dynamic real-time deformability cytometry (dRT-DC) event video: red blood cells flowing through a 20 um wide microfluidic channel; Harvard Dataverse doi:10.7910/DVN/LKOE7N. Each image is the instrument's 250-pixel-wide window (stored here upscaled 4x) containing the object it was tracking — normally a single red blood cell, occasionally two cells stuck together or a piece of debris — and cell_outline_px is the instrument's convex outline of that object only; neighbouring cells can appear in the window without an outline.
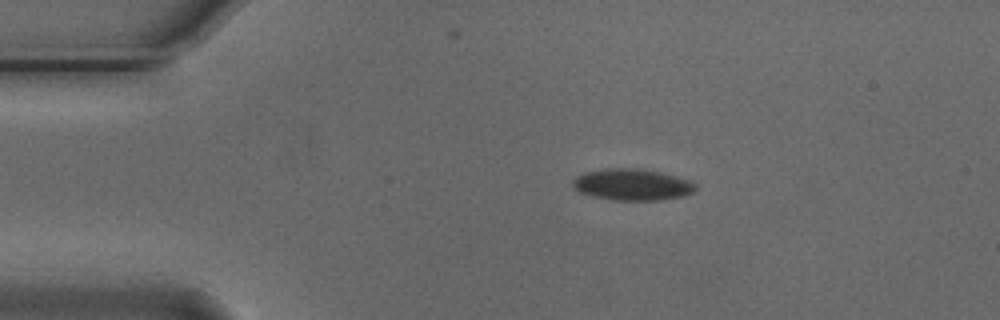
{"species": "Egyptian fruit bat (a non-hibernating species)", "species_latin": "Rousettus aegyptiacus", "temperature_condition": "cold", "stored_images_in_passage": 3, "camera_frame_rate_fps": 3000, "um_per_image_px": 0.085, "animal": {"sex": "male"}, "frame": {"image": 1, "passage_image": 1, "time_ms": 0.0, "image_size_px": [1000, 320], "cell_outline_px": [[696, 188], [692, 192], [684, 196], [660, 200], [612, 200], [592, 196], [580, 192], [572, 188], [572, 180], [576, 176], [584, 172], [608, 168], [632, 168], [660, 172], [692, 180], [696, 184]], "centroid_in_image_um": [53.72, 15.69], "position_along_channel_um": 31.3, "area_um2": 22.66}}
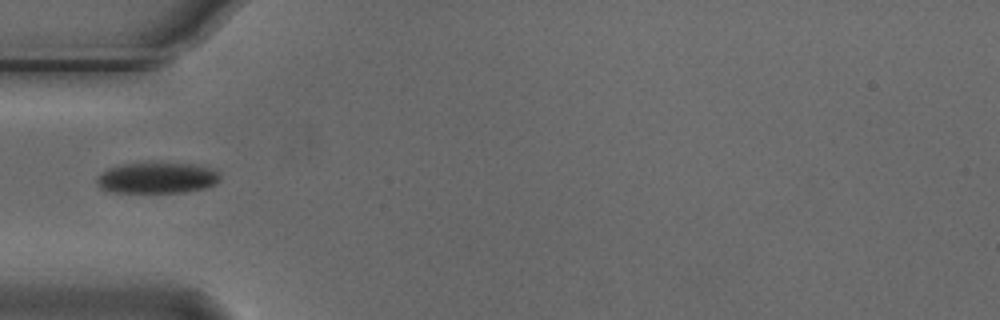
{"frame": {"image": 2, "passage_image": 3, "time_ms": 0.667, "image_size_px": [1000, 320], "cell_outline_px": [[220, 180], [216, 184], [204, 188], [184, 192], [112, 192], [100, 188], [96, 184], [96, 180], [108, 168], [124, 164], [148, 160], [196, 164], [216, 168], [220, 172]], "centroid_in_image_um": [13.42, 15.07], "position_along_channel_um": 71.6, "area_um2": 23.12}}